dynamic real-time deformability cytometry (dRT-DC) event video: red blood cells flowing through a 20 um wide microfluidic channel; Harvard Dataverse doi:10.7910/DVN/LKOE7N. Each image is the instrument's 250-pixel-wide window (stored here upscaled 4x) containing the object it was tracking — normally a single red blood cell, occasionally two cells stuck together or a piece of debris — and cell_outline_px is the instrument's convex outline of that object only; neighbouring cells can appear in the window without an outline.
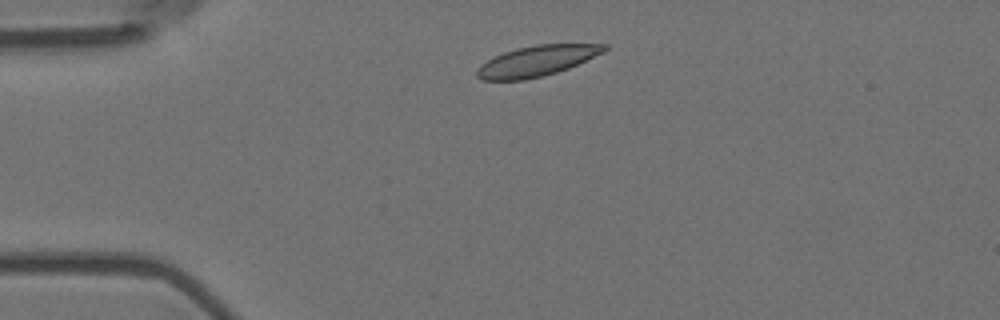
{"species": "Egyptian fruit bat (a non-hibernating species)", "species_latin": "Rousettus aegyptiacus", "temperature_condition": "room temperature", "stored_images_in_passage": 3, "camera_frame_rate_fps": 3000, "um_per_image_px": 0.085, "animal": {"sex": "female"}, "frame": {"image": 1, "passage_image": 2, "time_ms": 0.333, "image_size_px": [1000, 320], "cell_outline_px": [[608, 48], [604, 52], [568, 68], [544, 76], [524, 80], [480, 80], [476, 76], [476, 72], [480, 64], [504, 52], [516, 48], [536, 44], [608, 44]], "centroid_in_image_um": [45.61, 5.18], "position_along_channel_um": 39.4, "area_um2": 22.6}}